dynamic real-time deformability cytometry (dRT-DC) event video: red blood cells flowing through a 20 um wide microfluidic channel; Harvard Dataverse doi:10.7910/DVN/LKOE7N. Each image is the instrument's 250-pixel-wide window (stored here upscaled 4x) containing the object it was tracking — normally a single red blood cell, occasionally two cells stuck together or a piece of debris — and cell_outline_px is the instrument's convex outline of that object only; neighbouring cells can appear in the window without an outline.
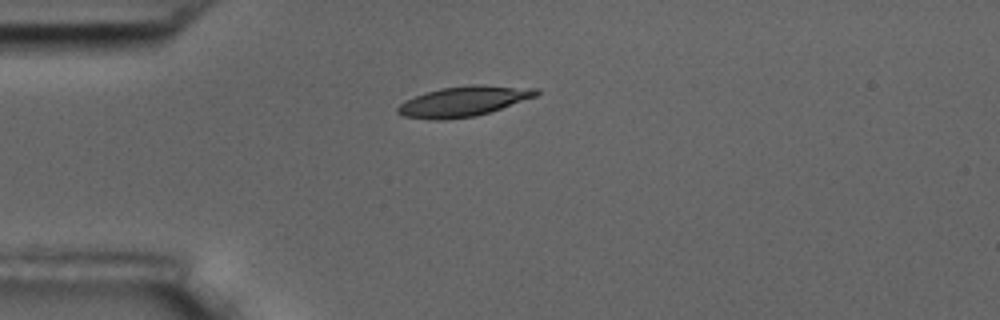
{"species": "common noctule bat (a hibernating species)", "species_latin": "Nyctalus noctula", "temperature_condition": "room temperature", "stored_images_in_passage": 2, "camera_frame_rate_fps": 3000, "um_per_image_px": 0.085, "animal": {"sex": "male", "body_mass_g": 17.5, "forearm_length_mm": 52.3}, "frame": {"image": 1, "passage_image": 1, "time_ms": 0.0, "image_size_px": [1000, 320], "cell_outline_px": [[540, 92], [536, 96], [476, 116], [436, 120], [432, 120], [404, 116], [396, 112], [396, 108], [404, 100], [424, 92], [440, 88], [468, 84], [484, 84], [540, 88]], "centroid_in_image_um": [39.39, 8.58], "position_along_channel_um": 45.6, "area_um2": 24.51}}